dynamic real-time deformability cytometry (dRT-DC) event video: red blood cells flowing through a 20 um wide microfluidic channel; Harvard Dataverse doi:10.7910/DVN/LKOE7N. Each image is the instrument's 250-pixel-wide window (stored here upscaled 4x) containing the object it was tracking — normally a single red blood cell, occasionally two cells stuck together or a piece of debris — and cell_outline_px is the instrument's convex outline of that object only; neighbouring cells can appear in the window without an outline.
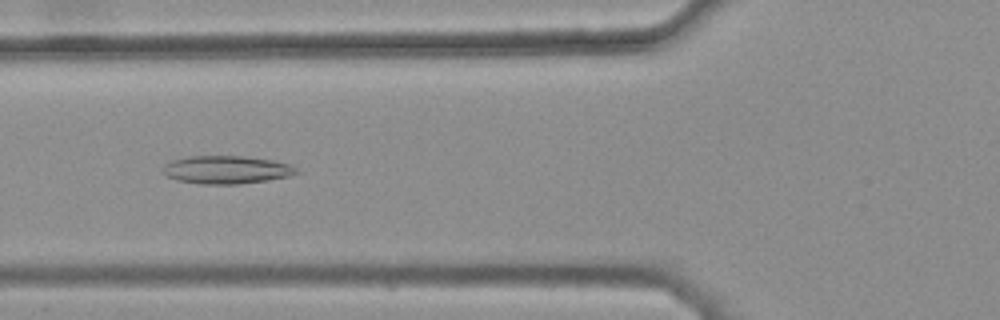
{"species": "common noctule bat (a hibernating species)", "species_latin": "Nyctalus noctula", "temperature_condition": "warm", "stored_images_in_passage": 33, "camera_frame_rate_fps": 3000, "um_per_image_px": 0.085, "animal": {"sex": "female", "body_mass_g": 25.1}, "frame": {"image": 1, "passage_image": 8, "time_ms": 2.333, "image_size_px": [1000, 320], "cell_outline_px": [[300, 172], [288, 176], [268, 180], [236, 184], [200, 184], [176, 180], [160, 172], [164, 164], [172, 160], [188, 156], [240, 156], [272, 160], [288, 164], [296, 168]], "centroid_in_image_um": [19.19, 14.43], "position_along_channel_um": 106.6, "area_um2": 21.79}}
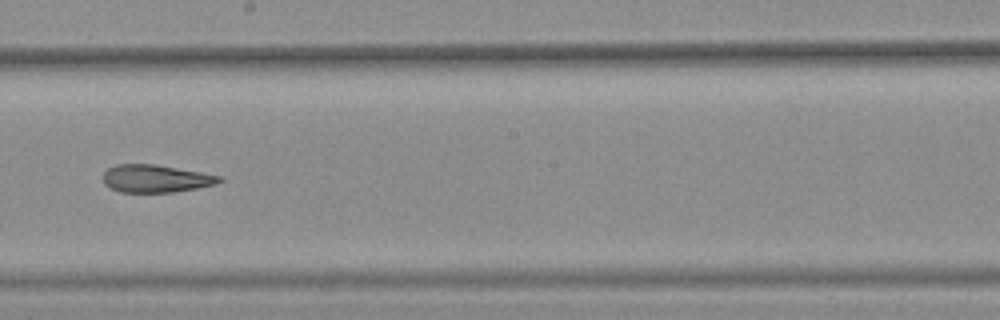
{"frame": {"image": 2, "passage_image": 18, "time_ms": 5.667, "image_size_px": [1000, 320], "cell_outline_px": [[224, 180], [216, 184], [196, 188], [172, 192], [120, 192], [104, 184], [104, 172], [108, 168], [116, 164], [152, 164], [224, 176]], "centroid_in_image_um": [13.26, 15.18], "position_along_channel_um": 234.9, "area_um2": 18.61}}
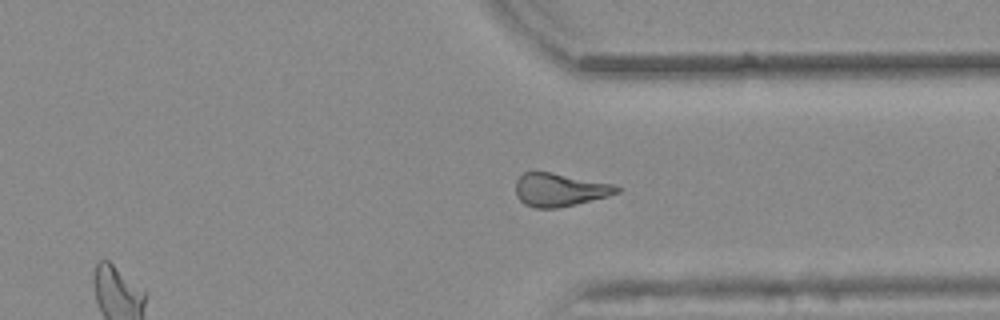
{"frame": {"image": 3, "passage_image": 28, "time_ms": 9.0, "image_size_px": [1000, 320], "cell_outline_px": [[624, 188], [620, 192], [608, 196], [576, 204], [556, 208], [532, 208], [524, 204], [520, 200], [516, 192], [516, 180], [524, 172], [548, 172], [612, 184]], "centroid_in_image_um": [47.58, 16.15], "position_along_channel_um": 363.8, "area_um2": 19.36}, "authors_computed_cell_mechanics": {"area_um2": 19.7098, "velocity_mm_per_s": 3.8548, "shape_relaxation_time_tau1_ms": null, "shape_relaxation_time_tau2_ms": 4.1616, "deformation_change_tau1": null, "deformation_change_tau2": 0.1341}}